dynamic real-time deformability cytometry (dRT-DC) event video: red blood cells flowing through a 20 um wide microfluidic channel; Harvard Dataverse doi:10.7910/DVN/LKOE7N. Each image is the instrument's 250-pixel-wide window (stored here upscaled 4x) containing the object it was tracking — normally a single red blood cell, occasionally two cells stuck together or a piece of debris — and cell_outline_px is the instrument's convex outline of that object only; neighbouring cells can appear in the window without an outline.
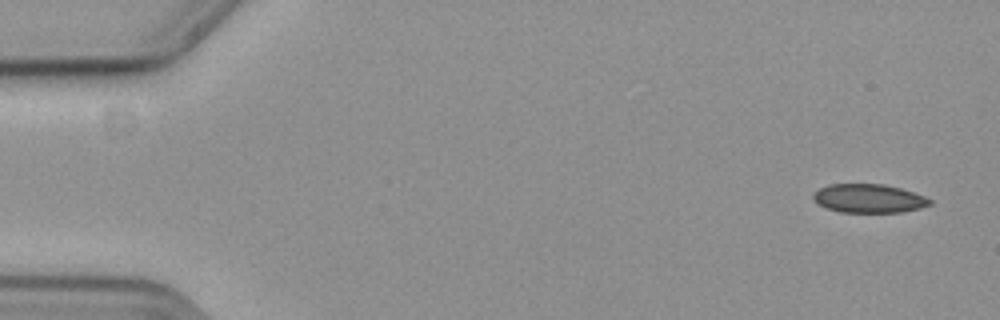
{"species": "common noctule bat (a hibernating species)", "species_latin": "Nyctalus noctula", "temperature_condition": "cold", "stored_images_in_passage": 10, "camera_frame_rate_fps": 3000, "um_per_image_px": 0.085, "animal": {"sex": "female", "body_mass_g": 19.3, "forearm_length_mm": 54.1}, "frame": {"image": 1, "passage_image": 1, "time_ms": 0.0, "image_size_px": [1000, 320], "cell_outline_px": [[932, 204], [920, 208], [900, 212], [840, 212], [816, 204], [812, 196], [820, 188], [828, 184], [884, 184], [900, 188], [924, 196], [932, 200]], "centroid_in_image_um": [73.84, 16.87], "position_along_channel_um": 11.2, "area_um2": 19.42}}